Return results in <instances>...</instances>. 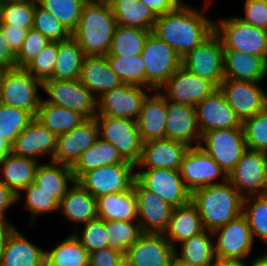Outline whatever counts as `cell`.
I'll list each match as a JSON object with an SVG mask.
<instances>
[{
  "instance_id": "f5cc1de1",
  "label": "cell",
  "mask_w": 267,
  "mask_h": 266,
  "mask_svg": "<svg viewBox=\"0 0 267 266\" xmlns=\"http://www.w3.org/2000/svg\"><path fill=\"white\" fill-rule=\"evenodd\" d=\"M57 57L58 42H50L25 69L32 77L43 82L52 76Z\"/></svg>"
},
{
  "instance_id": "e0dca14e",
  "label": "cell",
  "mask_w": 267,
  "mask_h": 266,
  "mask_svg": "<svg viewBox=\"0 0 267 266\" xmlns=\"http://www.w3.org/2000/svg\"><path fill=\"white\" fill-rule=\"evenodd\" d=\"M179 172L184 185L191 193L198 188L220 184L227 180V174L223 169L199 146L188 149Z\"/></svg>"
},
{
  "instance_id": "4dcf8cb0",
  "label": "cell",
  "mask_w": 267,
  "mask_h": 266,
  "mask_svg": "<svg viewBox=\"0 0 267 266\" xmlns=\"http://www.w3.org/2000/svg\"><path fill=\"white\" fill-rule=\"evenodd\" d=\"M204 230L198 209L190 201L184 206L173 208L169 225L163 234L168 242L177 249V244Z\"/></svg>"
},
{
  "instance_id": "b9f144b4",
  "label": "cell",
  "mask_w": 267,
  "mask_h": 266,
  "mask_svg": "<svg viewBox=\"0 0 267 266\" xmlns=\"http://www.w3.org/2000/svg\"><path fill=\"white\" fill-rule=\"evenodd\" d=\"M242 214L248 221L253 238L258 237L267 245V194L244 197Z\"/></svg>"
},
{
  "instance_id": "ffe728a7",
  "label": "cell",
  "mask_w": 267,
  "mask_h": 266,
  "mask_svg": "<svg viewBox=\"0 0 267 266\" xmlns=\"http://www.w3.org/2000/svg\"><path fill=\"white\" fill-rule=\"evenodd\" d=\"M133 189L142 233L163 234L169 225L173 207L154 192L145 189L136 179Z\"/></svg>"
},
{
  "instance_id": "db71d44e",
  "label": "cell",
  "mask_w": 267,
  "mask_h": 266,
  "mask_svg": "<svg viewBox=\"0 0 267 266\" xmlns=\"http://www.w3.org/2000/svg\"><path fill=\"white\" fill-rule=\"evenodd\" d=\"M49 43L50 41L39 31L30 28L20 50L16 54V67L25 68Z\"/></svg>"
},
{
  "instance_id": "8992f818",
  "label": "cell",
  "mask_w": 267,
  "mask_h": 266,
  "mask_svg": "<svg viewBox=\"0 0 267 266\" xmlns=\"http://www.w3.org/2000/svg\"><path fill=\"white\" fill-rule=\"evenodd\" d=\"M141 56L145 64V87L151 90H160L181 67L180 55L152 32L145 41Z\"/></svg>"
},
{
  "instance_id": "5bb4252c",
  "label": "cell",
  "mask_w": 267,
  "mask_h": 266,
  "mask_svg": "<svg viewBox=\"0 0 267 266\" xmlns=\"http://www.w3.org/2000/svg\"><path fill=\"white\" fill-rule=\"evenodd\" d=\"M136 180L173 208L184 206L191 201V192L184 185L178 170L139 169L136 171Z\"/></svg>"
},
{
  "instance_id": "d590c367",
  "label": "cell",
  "mask_w": 267,
  "mask_h": 266,
  "mask_svg": "<svg viewBox=\"0 0 267 266\" xmlns=\"http://www.w3.org/2000/svg\"><path fill=\"white\" fill-rule=\"evenodd\" d=\"M115 163L131 162L125 161L110 142L99 137L72 166L74 179L77 181L87 171Z\"/></svg>"
},
{
  "instance_id": "d6a6232c",
  "label": "cell",
  "mask_w": 267,
  "mask_h": 266,
  "mask_svg": "<svg viewBox=\"0 0 267 266\" xmlns=\"http://www.w3.org/2000/svg\"><path fill=\"white\" fill-rule=\"evenodd\" d=\"M97 218L104 221H138L137 198L133 187L126 192L96 198Z\"/></svg>"
},
{
  "instance_id": "44dd1931",
  "label": "cell",
  "mask_w": 267,
  "mask_h": 266,
  "mask_svg": "<svg viewBox=\"0 0 267 266\" xmlns=\"http://www.w3.org/2000/svg\"><path fill=\"white\" fill-rule=\"evenodd\" d=\"M98 138L99 129L96 119H86L70 132L57 136L53 162L72 167L81 154L90 148Z\"/></svg>"
},
{
  "instance_id": "03108f58",
  "label": "cell",
  "mask_w": 267,
  "mask_h": 266,
  "mask_svg": "<svg viewBox=\"0 0 267 266\" xmlns=\"http://www.w3.org/2000/svg\"><path fill=\"white\" fill-rule=\"evenodd\" d=\"M248 266H267V253L257 256Z\"/></svg>"
},
{
  "instance_id": "30bf717a",
  "label": "cell",
  "mask_w": 267,
  "mask_h": 266,
  "mask_svg": "<svg viewBox=\"0 0 267 266\" xmlns=\"http://www.w3.org/2000/svg\"><path fill=\"white\" fill-rule=\"evenodd\" d=\"M42 90L49 96L46 103L65 107L82 114L86 119L97 115V98L77 80L46 79Z\"/></svg>"
},
{
  "instance_id": "ab89813d",
  "label": "cell",
  "mask_w": 267,
  "mask_h": 266,
  "mask_svg": "<svg viewBox=\"0 0 267 266\" xmlns=\"http://www.w3.org/2000/svg\"><path fill=\"white\" fill-rule=\"evenodd\" d=\"M90 253L71 233L57 246L46 250L45 266H88Z\"/></svg>"
},
{
  "instance_id": "6f0895ef",
  "label": "cell",
  "mask_w": 267,
  "mask_h": 266,
  "mask_svg": "<svg viewBox=\"0 0 267 266\" xmlns=\"http://www.w3.org/2000/svg\"><path fill=\"white\" fill-rule=\"evenodd\" d=\"M0 28L6 37L5 39L8 42L10 49L17 54L29 29L14 28L10 25H0Z\"/></svg>"
},
{
  "instance_id": "484cf974",
  "label": "cell",
  "mask_w": 267,
  "mask_h": 266,
  "mask_svg": "<svg viewBox=\"0 0 267 266\" xmlns=\"http://www.w3.org/2000/svg\"><path fill=\"white\" fill-rule=\"evenodd\" d=\"M144 98L136 120L142 142L166 138V99L160 90H152Z\"/></svg>"
},
{
  "instance_id": "681fc988",
  "label": "cell",
  "mask_w": 267,
  "mask_h": 266,
  "mask_svg": "<svg viewBox=\"0 0 267 266\" xmlns=\"http://www.w3.org/2000/svg\"><path fill=\"white\" fill-rule=\"evenodd\" d=\"M32 28L39 31L50 42L64 41L72 36V33L60 21L49 11L40 7L37 2Z\"/></svg>"
},
{
  "instance_id": "52a82bcc",
  "label": "cell",
  "mask_w": 267,
  "mask_h": 266,
  "mask_svg": "<svg viewBox=\"0 0 267 266\" xmlns=\"http://www.w3.org/2000/svg\"><path fill=\"white\" fill-rule=\"evenodd\" d=\"M203 149L228 175L247 150L243 128L209 130L201 135Z\"/></svg>"
},
{
  "instance_id": "f6af8a7d",
  "label": "cell",
  "mask_w": 267,
  "mask_h": 266,
  "mask_svg": "<svg viewBox=\"0 0 267 266\" xmlns=\"http://www.w3.org/2000/svg\"><path fill=\"white\" fill-rule=\"evenodd\" d=\"M111 69L124 84L145 87V64L141 54L136 56H106Z\"/></svg>"
},
{
  "instance_id": "836d02e7",
  "label": "cell",
  "mask_w": 267,
  "mask_h": 266,
  "mask_svg": "<svg viewBox=\"0 0 267 266\" xmlns=\"http://www.w3.org/2000/svg\"><path fill=\"white\" fill-rule=\"evenodd\" d=\"M72 167L50 161L40 163L36 169L34 183L50 193L53 199L60 203L67 190L74 183ZM70 183V184H69Z\"/></svg>"
},
{
  "instance_id": "7dc6e473",
  "label": "cell",
  "mask_w": 267,
  "mask_h": 266,
  "mask_svg": "<svg viewBox=\"0 0 267 266\" xmlns=\"http://www.w3.org/2000/svg\"><path fill=\"white\" fill-rule=\"evenodd\" d=\"M35 7L36 0L0 4V25H10L20 29L32 28Z\"/></svg>"
},
{
  "instance_id": "e7e4bbea",
  "label": "cell",
  "mask_w": 267,
  "mask_h": 266,
  "mask_svg": "<svg viewBox=\"0 0 267 266\" xmlns=\"http://www.w3.org/2000/svg\"><path fill=\"white\" fill-rule=\"evenodd\" d=\"M11 153V144L0 137V159Z\"/></svg>"
},
{
  "instance_id": "8d00e7d4",
  "label": "cell",
  "mask_w": 267,
  "mask_h": 266,
  "mask_svg": "<svg viewBox=\"0 0 267 266\" xmlns=\"http://www.w3.org/2000/svg\"><path fill=\"white\" fill-rule=\"evenodd\" d=\"M118 26L153 30L157 15L139 0H110Z\"/></svg>"
},
{
  "instance_id": "94428289",
  "label": "cell",
  "mask_w": 267,
  "mask_h": 266,
  "mask_svg": "<svg viewBox=\"0 0 267 266\" xmlns=\"http://www.w3.org/2000/svg\"><path fill=\"white\" fill-rule=\"evenodd\" d=\"M16 204L17 195L0 181V221H8L5 218L6 212Z\"/></svg>"
},
{
  "instance_id": "9a60e30c",
  "label": "cell",
  "mask_w": 267,
  "mask_h": 266,
  "mask_svg": "<svg viewBox=\"0 0 267 266\" xmlns=\"http://www.w3.org/2000/svg\"><path fill=\"white\" fill-rule=\"evenodd\" d=\"M213 236L215 256L222 259L245 260L255 241L243 214L213 231Z\"/></svg>"
},
{
  "instance_id": "ac0fdd59",
  "label": "cell",
  "mask_w": 267,
  "mask_h": 266,
  "mask_svg": "<svg viewBox=\"0 0 267 266\" xmlns=\"http://www.w3.org/2000/svg\"><path fill=\"white\" fill-rule=\"evenodd\" d=\"M217 89L211 81L181 66L160 88V92H163L166 100L195 107Z\"/></svg>"
},
{
  "instance_id": "4fadbf2b",
  "label": "cell",
  "mask_w": 267,
  "mask_h": 266,
  "mask_svg": "<svg viewBox=\"0 0 267 266\" xmlns=\"http://www.w3.org/2000/svg\"><path fill=\"white\" fill-rule=\"evenodd\" d=\"M147 90V91H146ZM150 88L121 84L97 98V115L123 119H138L144 98Z\"/></svg>"
},
{
  "instance_id": "e575fe53",
  "label": "cell",
  "mask_w": 267,
  "mask_h": 266,
  "mask_svg": "<svg viewBox=\"0 0 267 266\" xmlns=\"http://www.w3.org/2000/svg\"><path fill=\"white\" fill-rule=\"evenodd\" d=\"M213 239V232L204 230L179 243L181 251L178 252V249H175L174 256L191 266H212L216 260Z\"/></svg>"
},
{
  "instance_id": "f546056e",
  "label": "cell",
  "mask_w": 267,
  "mask_h": 266,
  "mask_svg": "<svg viewBox=\"0 0 267 266\" xmlns=\"http://www.w3.org/2000/svg\"><path fill=\"white\" fill-rule=\"evenodd\" d=\"M267 76V61L240 51H224V78L262 82Z\"/></svg>"
},
{
  "instance_id": "60d3db41",
  "label": "cell",
  "mask_w": 267,
  "mask_h": 266,
  "mask_svg": "<svg viewBox=\"0 0 267 266\" xmlns=\"http://www.w3.org/2000/svg\"><path fill=\"white\" fill-rule=\"evenodd\" d=\"M151 30L129 26H117L106 56H136L141 54Z\"/></svg>"
},
{
  "instance_id": "9f6ffc18",
  "label": "cell",
  "mask_w": 267,
  "mask_h": 266,
  "mask_svg": "<svg viewBox=\"0 0 267 266\" xmlns=\"http://www.w3.org/2000/svg\"><path fill=\"white\" fill-rule=\"evenodd\" d=\"M88 266H125V255L110 247L99 249L90 253Z\"/></svg>"
},
{
  "instance_id": "680465c9",
  "label": "cell",
  "mask_w": 267,
  "mask_h": 266,
  "mask_svg": "<svg viewBox=\"0 0 267 266\" xmlns=\"http://www.w3.org/2000/svg\"><path fill=\"white\" fill-rule=\"evenodd\" d=\"M0 28V71L16 67V54L10 49Z\"/></svg>"
},
{
  "instance_id": "c3c4849f",
  "label": "cell",
  "mask_w": 267,
  "mask_h": 266,
  "mask_svg": "<svg viewBox=\"0 0 267 266\" xmlns=\"http://www.w3.org/2000/svg\"><path fill=\"white\" fill-rule=\"evenodd\" d=\"M21 192L24 193L26 199L24 208L31 214V225L35 223L36 218L39 217L38 215L59 211V203L52 198L50 193L40 189L34 182Z\"/></svg>"
},
{
  "instance_id": "7c38bea8",
  "label": "cell",
  "mask_w": 267,
  "mask_h": 266,
  "mask_svg": "<svg viewBox=\"0 0 267 266\" xmlns=\"http://www.w3.org/2000/svg\"><path fill=\"white\" fill-rule=\"evenodd\" d=\"M95 119L99 137L110 142L125 161L136 165L140 160L142 149L137 122L106 116H96Z\"/></svg>"
},
{
  "instance_id": "83f0119b",
  "label": "cell",
  "mask_w": 267,
  "mask_h": 266,
  "mask_svg": "<svg viewBox=\"0 0 267 266\" xmlns=\"http://www.w3.org/2000/svg\"><path fill=\"white\" fill-rule=\"evenodd\" d=\"M39 161L16 156L12 153L0 159V181L17 195L20 202L21 191L34 182Z\"/></svg>"
},
{
  "instance_id": "d4e9b609",
  "label": "cell",
  "mask_w": 267,
  "mask_h": 266,
  "mask_svg": "<svg viewBox=\"0 0 267 266\" xmlns=\"http://www.w3.org/2000/svg\"><path fill=\"white\" fill-rule=\"evenodd\" d=\"M166 112V138L185 143L190 147L199 146L201 133L196 108L166 100Z\"/></svg>"
},
{
  "instance_id": "2e32d148",
  "label": "cell",
  "mask_w": 267,
  "mask_h": 266,
  "mask_svg": "<svg viewBox=\"0 0 267 266\" xmlns=\"http://www.w3.org/2000/svg\"><path fill=\"white\" fill-rule=\"evenodd\" d=\"M260 84L261 82L224 79L219 85L241 122L267 108V92Z\"/></svg>"
},
{
  "instance_id": "6da1fadb",
  "label": "cell",
  "mask_w": 267,
  "mask_h": 266,
  "mask_svg": "<svg viewBox=\"0 0 267 266\" xmlns=\"http://www.w3.org/2000/svg\"><path fill=\"white\" fill-rule=\"evenodd\" d=\"M214 32V21L186 2L157 16L152 33L165 41L182 58Z\"/></svg>"
},
{
  "instance_id": "11a10c76",
  "label": "cell",
  "mask_w": 267,
  "mask_h": 266,
  "mask_svg": "<svg viewBox=\"0 0 267 266\" xmlns=\"http://www.w3.org/2000/svg\"><path fill=\"white\" fill-rule=\"evenodd\" d=\"M243 17H239L244 22L267 30V0H245Z\"/></svg>"
},
{
  "instance_id": "1f68e13d",
  "label": "cell",
  "mask_w": 267,
  "mask_h": 266,
  "mask_svg": "<svg viewBox=\"0 0 267 266\" xmlns=\"http://www.w3.org/2000/svg\"><path fill=\"white\" fill-rule=\"evenodd\" d=\"M66 192L59 203V211L68 221L87 223L97 218L96 198L77 181Z\"/></svg>"
},
{
  "instance_id": "a7ac6f4b",
  "label": "cell",
  "mask_w": 267,
  "mask_h": 266,
  "mask_svg": "<svg viewBox=\"0 0 267 266\" xmlns=\"http://www.w3.org/2000/svg\"><path fill=\"white\" fill-rule=\"evenodd\" d=\"M33 0H0V4L3 3H20V2H30Z\"/></svg>"
},
{
  "instance_id": "3957f363",
  "label": "cell",
  "mask_w": 267,
  "mask_h": 266,
  "mask_svg": "<svg viewBox=\"0 0 267 266\" xmlns=\"http://www.w3.org/2000/svg\"><path fill=\"white\" fill-rule=\"evenodd\" d=\"M117 26L109 3H85L72 37L85 56L107 55Z\"/></svg>"
},
{
  "instance_id": "f35d334b",
  "label": "cell",
  "mask_w": 267,
  "mask_h": 266,
  "mask_svg": "<svg viewBox=\"0 0 267 266\" xmlns=\"http://www.w3.org/2000/svg\"><path fill=\"white\" fill-rule=\"evenodd\" d=\"M84 57L83 50L72 36L58 42V57L53 74L49 79H79Z\"/></svg>"
},
{
  "instance_id": "ba28073f",
  "label": "cell",
  "mask_w": 267,
  "mask_h": 266,
  "mask_svg": "<svg viewBox=\"0 0 267 266\" xmlns=\"http://www.w3.org/2000/svg\"><path fill=\"white\" fill-rule=\"evenodd\" d=\"M181 66L219 88L225 79L224 48L219 36L213 32L200 45L187 52L182 57Z\"/></svg>"
},
{
  "instance_id": "8fae6325",
  "label": "cell",
  "mask_w": 267,
  "mask_h": 266,
  "mask_svg": "<svg viewBox=\"0 0 267 266\" xmlns=\"http://www.w3.org/2000/svg\"><path fill=\"white\" fill-rule=\"evenodd\" d=\"M227 179L243 198L266 195L267 153L247 149Z\"/></svg>"
},
{
  "instance_id": "816d5d0a",
  "label": "cell",
  "mask_w": 267,
  "mask_h": 266,
  "mask_svg": "<svg viewBox=\"0 0 267 266\" xmlns=\"http://www.w3.org/2000/svg\"><path fill=\"white\" fill-rule=\"evenodd\" d=\"M73 234L89 253L109 247L106 221L99 218L85 223L80 235H78L77 231H74Z\"/></svg>"
},
{
  "instance_id": "6125c7cd",
  "label": "cell",
  "mask_w": 267,
  "mask_h": 266,
  "mask_svg": "<svg viewBox=\"0 0 267 266\" xmlns=\"http://www.w3.org/2000/svg\"><path fill=\"white\" fill-rule=\"evenodd\" d=\"M14 228L15 226L10 224L9 221H0V264L2 261L6 241Z\"/></svg>"
},
{
  "instance_id": "bcb514c9",
  "label": "cell",
  "mask_w": 267,
  "mask_h": 266,
  "mask_svg": "<svg viewBox=\"0 0 267 266\" xmlns=\"http://www.w3.org/2000/svg\"><path fill=\"white\" fill-rule=\"evenodd\" d=\"M37 4L49 11L71 33L77 28L82 9L83 0H36Z\"/></svg>"
},
{
  "instance_id": "003e7915",
  "label": "cell",
  "mask_w": 267,
  "mask_h": 266,
  "mask_svg": "<svg viewBox=\"0 0 267 266\" xmlns=\"http://www.w3.org/2000/svg\"><path fill=\"white\" fill-rule=\"evenodd\" d=\"M170 266H191V265H188V264H185L181 261H179L175 256L171 262V265Z\"/></svg>"
},
{
  "instance_id": "74e56055",
  "label": "cell",
  "mask_w": 267,
  "mask_h": 266,
  "mask_svg": "<svg viewBox=\"0 0 267 266\" xmlns=\"http://www.w3.org/2000/svg\"><path fill=\"white\" fill-rule=\"evenodd\" d=\"M35 118L56 136L70 132L86 118L71 109L46 103L42 100Z\"/></svg>"
},
{
  "instance_id": "5b68a950",
  "label": "cell",
  "mask_w": 267,
  "mask_h": 266,
  "mask_svg": "<svg viewBox=\"0 0 267 266\" xmlns=\"http://www.w3.org/2000/svg\"><path fill=\"white\" fill-rule=\"evenodd\" d=\"M42 81L32 77L25 68L14 67L0 72V103L20 108L36 116L42 98L38 89Z\"/></svg>"
},
{
  "instance_id": "be15d7a7",
  "label": "cell",
  "mask_w": 267,
  "mask_h": 266,
  "mask_svg": "<svg viewBox=\"0 0 267 266\" xmlns=\"http://www.w3.org/2000/svg\"><path fill=\"white\" fill-rule=\"evenodd\" d=\"M212 266H248L245 260L216 258Z\"/></svg>"
},
{
  "instance_id": "f1b7e54d",
  "label": "cell",
  "mask_w": 267,
  "mask_h": 266,
  "mask_svg": "<svg viewBox=\"0 0 267 266\" xmlns=\"http://www.w3.org/2000/svg\"><path fill=\"white\" fill-rule=\"evenodd\" d=\"M46 250L29 241L15 227L10 233L0 266H45Z\"/></svg>"
},
{
  "instance_id": "cb8c5ba5",
  "label": "cell",
  "mask_w": 267,
  "mask_h": 266,
  "mask_svg": "<svg viewBox=\"0 0 267 266\" xmlns=\"http://www.w3.org/2000/svg\"><path fill=\"white\" fill-rule=\"evenodd\" d=\"M56 144L57 136L34 118L14 140L11 153L37 161L50 154V161H53Z\"/></svg>"
},
{
  "instance_id": "277c9868",
  "label": "cell",
  "mask_w": 267,
  "mask_h": 266,
  "mask_svg": "<svg viewBox=\"0 0 267 266\" xmlns=\"http://www.w3.org/2000/svg\"><path fill=\"white\" fill-rule=\"evenodd\" d=\"M214 32L224 51H240L263 57L267 61V30L254 27L237 17L214 21Z\"/></svg>"
},
{
  "instance_id": "7402d4cb",
  "label": "cell",
  "mask_w": 267,
  "mask_h": 266,
  "mask_svg": "<svg viewBox=\"0 0 267 266\" xmlns=\"http://www.w3.org/2000/svg\"><path fill=\"white\" fill-rule=\"evenodd\" d=\"M190 146L167 138L142 142L141 157L135 167L140 169H180Z\"/></svg>"
},
{
  "instance_id": "f907efd6",
  "label": "cell",
  "mask_w": 267,
  "mask_h": 266,
  "mask_svg": "<svg viewBox=\"0 0 267 266\" xmlns=\"http://www.w3.org/2000/svg\"><path fill=\"white\" fill-rule=\"evenodd\" d=\"M247 149L267 153V108L242 122Z\"/></svg>"
},
{
  "instance_id": "89a4df30",
  "label": "cell",
  "mask_w": 267,
  "mask_h": 266,
  "mask_svg": "<svg viewBox=\"0 0 267 266\" xmlns=\"http://www.w3.org/2000/svg\"><path fill=\"white\" fill-rule=\"evenodd\" d=\"M85 3H109L110 0H83Z\"/></svg>"
},
{
  "instance_id": "7a4b0ae2",
  "label": "cell",
  "mask_w": 267,
  "mask_h": 266,
  "mask_svg": "<svg viewBox=\"0 0 267 266\" xmlns=\"http://www.w3.org/2000/svg\"><path fill=\"white\" fill-rule=\"evenodd\" d=\"M243 199L228 179L191 193L204 229L212 232L242 214Z\"/></svg>"
},
{
  "instance_id": "4316f807",
  "label": "cell",
  "mask_w": 267,
  "mask_h": 266,
  "mask_svg": "<svg viewBox=\"0 0 267 266\" xmlns=\"http://www.w3.org/2000/svg\"><path fill=\"white\" fill-rule=\"evenodd\" d=\"M79 81L96 97L123 84L106 55L85 56Z\"/></svg>"
},
{
  "instance_id": "9c48e42d",
  "label": "cell",
  "mask_w": 267,
  "mask_h": 266,
  "mask_svg": "<svg viewBox=\"0 0 267 266\" xmlns=\"http://www.w3.org/2000/svg\"><path fill=\"white\" fill-rule=\"evenodd\" d=\"M133 163H115L85 172L77 182L95 198L133 187L136 179Z\"/></svg>"
},
{
  "instance_id": "ee69618b",
  "label": "cell",
  "mask_w": 267,
  "mask_h": 266,
  "mask_svg": "<svg viewBox=\"0 0 267 266\" xmlns=\"http://www.w3.org/2000/svg\"><path fill=\"white\" fill-rule=\"evenodd\" d=\"M109 247L123 255L143 234L138 221H106Z\"/></svg>"
},
{
  "instance_id": "d6986e66",
  "label": "cell",
  "mask_w": 267,
  "mask_h": 266,
  "mask_svg": "<svg viewBox=\"0 0 267 266\" xmlns=\"http://www.w3.org/2000/svg\"><path fill=\"white\" fill-rule=\"evenodd\" d=\"M174 252L164 234L143 233L126 251L125 266H170Z\"/></svg>"
},
{
  "instance_id": "7bdbcfd3",
  "label": "cell",
  "mask_w": 267,
  "mask_h": 266,
  "mask_svg": "<svg viewBox=\"0 0 267 266\" xmlns=\"http://www.w3.org/2000/svg\"><path fill=\"white\" fill-rule=\"evenodd\" d=\"M34 118L29 111L0 103V137L12 145Z\"/></svg>"
},
{
  "instance_id": "91938a15",
  "label": "cell",
  "mask_w": 267,
  "mask_h": 266,
  "mask_svg": "<svg viewBox=\"0 0 267 266\" xmlns=\"http://www.w3.org/2000/svg\"><path fill=\"white\" fill-rule=\"evenodd\" d=\"M148 6L157 16L177 9L182 0H139Z\"/></svg>"
},
{
  "instance_id": "603a6c76",
  "label": "cell",
  "mask_w": 267,
  "mask_h": 266,
  "mask_svg": "<svg viewBox=\"0 0 267 266\" xmlns=\"http://www.w3.org/2000/svg\"><path fill=\"white\" fill-rule=\"evenodd\" d=\"M195 108L201 135L209 130L243 128L219 88L197 103Z\"/></svg>"
}]
</instances>
